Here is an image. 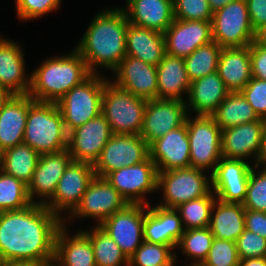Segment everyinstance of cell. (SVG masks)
<instances>
[{
	"mask_svg": "<svg viewBox=\"0 0 266 266\" xmlns=\"http://www.w3.org/2000/svg\"><path fill=\"white\" fill-rule=\"evenodd\" d=\"M145 208L148 205L127 204L109 216L100 227L116 242L129 259L140 247L143 239Z\"/></svg>",
	"mask_w": 266,
	"mask_h": 266,
	"instance_id": "4fadbf2b",
	"label": "cell"
},
{
	"mask_svg": "<svg viewBox=\"0 0 266 266\" xmlns=\"http://www.w3.org/2000/svg\"><path fill=\"white\" fill-rule=\"evenodd\" d=\"M147 100L134 96L107 80L102 94L101 113L113 134L140 135Z\"/></svg>",
	"mask_w": 266,
	"mask_h": 266,
	"instance_id": "5b68a950",
	"label": "cell"
},
{
	"mask_svg": "<svg viewBox=\"0 0 266 266\" xmlns=\"http://www.w3.org/2000/svg\"><path fill=\"white\" fill-rule=\"evenodd\" d=\"M251 25L256 32L266 25V0H246Z\"/></svg>",
	"mask_w": 266,
	"mask_h": 266,
	"instance_id": "c3c4849f",
	"label": "cell"
},
{
	"mask_svg": "<svg viewBox=\"0 0 266 266\" xmlns=\"http://www.w3.org/2000/svg\"><path fill=\"white\" fill-rule=\"evenodd\" d=\"M260 119L266 120V80L252 77L240 91Z\"/></svg>",
	"mask_w": 266,
	"mask_h": 266,
	"instance_id": "bcb514c9",
	"label": "cell"
},
{
	"mask_svg": "<svg viewBox=\"0 0 266 266\" xmlns=\"http://www.w3.org/2000/svg\"><path fill=\"white\" fill-rule=\"evenodd\" d=\"M222 47L215 41L198 47L185 57V66L190 82L217 71Z\"/></svg>",
	"mask_w": 266,
	"mask_h": 266,
	"instance_id": "d590c367",
	"label": "cell"
},
{
	"mask_svg": "<svg viewBox=\"0 0 266 266\" xmlns=\"http://www.w3.org/2000/svg\"><path fill=\"white\" fill-rule=\"evenodd\" d=\"M90 75L85 60L74 48L67 55L46 59L33 70L28 94L35 101L57 103Z\"/></svg>",
	"mask_w": 266,
	"mask_h": 266,
	"instance_id": "3957f363",
	"label": "cell"
},
{
	"mask_svg": "<svg viewBox=\"0 0 266 266\" xmlns=\"http://www.w3.org/2000/svg\"><path fill=\"white\" fill-rule=\"evenodd\" d=\"M193 167L173 169L157 173V190H163L159 206L177 208L190 200L208 195L212 191L211 175Z\"/></svg>",
	"mask_w": 266,
	"mask_h": 266,
	"instance_id": "52a82bcc",
	"label": "cell"
},
{
	"mask_svg": "<svg viewBox=\"0 0 266 266\" xmlns=\"http://www.w3.org/2000/svg\"><path fill=\"white\" fill-rule=\"evenodd\" d=\"M212 40L222 48L249 46L255 37L246 0L230 2L215 11L211 20Z\"/></svg>",
	"mask_w": 266,
	"mask_h": 266,
	"instance_id": "9c48e42d",
	"label": "cell"
},
{
	"mask_svg": "<svg viewBox=\"0 0 266 266\" xmlns=\"http://www.w3.org/2000/svg\"><path fill=\"white\" fill-rule=\"evenodd\" d=\"M239 266H266V257L241 259Z\"/></svg>",
	"mask_w": 266,
	"mask_h": 266,
	"instance_id": "816d5d0a",
	"label": "cell"
},
{
	"mask_svg": "<svg viewBox=\"0 0 266 266\" xmlns=\"http://www.w3.org/2000/svg\"><path fill=\"white\" fill-rule=\"evenodd\" d=\"M124 12L130 24L162 33L174 21L173 0H127Z\"/></svg>",
	"mask_w": 266,
	"mask_h": 266,
	"instance_id": "d4e9b609",
	"label": "cell"
},
{
	"mask_svg": "<svg viewBox=\"0 0 266 266\" xmlns=\"http://www.w3.org/2000/svg\"><path fill=\"white\" fill-rule=\"evenodd\" d=\"M0 266H45V265L34 261L1 260Z\"/></svg>",
	"mask_w": 266,
	"mask_h": 266,
	"instance_id": "f907efd6",
	"label": "cell"
},
{
	"mask_svg": "<svg viewBox=\"0 0 266 266\" xmlns=\"http://www.w3.org/2000/svg\"><path fill=\"white\" fill-rule=\"evenodd\" d=\"M157 173L155 163L148 157L141 163L108 173L105 179L128 204L149 205L144 198L148 193L157 191Z\"/></svg>",
	"mask_w": 266,
	"mask_h": 266,
	"instance_id": "30bf717a",
	"label": "cell"
},
{
	"mask_svg": "<svg viewBox=\"0 0 266 266\" xmlns=\"http://www.w3.org/2000/svg\"><path fill=\"white\" fill-rule=\"evenodd\" d=\"M253 165L242 159L222 157L211 174L216 198L226 203L243 204Z\"/></svg>",
	"mask_w": 266,
	"mask_h": 266,
	"instance_id": "e0dca14e",
	"label": "cell"
},
{
	"mask_svg": "<svg viewBox=\"0 0 266 266\" xmlns=\"http://www.w3.org/2000/svg\"><path fill=\"white\" fill-rule=\"evenodd\" d=\"M236 0H208L209 7L211 11L214 13L215 11L221 9L222 7L226 6L230 2Z\"/></svg>",
	"mask_w": 266,
	"mask_h": 266,
	"instance_id": "db71d44e",
	"label": "cell"
},
{
	"mask_svg": "<svg viewBox=\"0 0 266 266\" xmlns=\"http://www.w3.org/2000/svg\"><path fill=\"white\" fill-rule=\"evenodd\" d=\"M112 135L111 127L101 113L68 133L67 150L73 161L94 164Z\"/></svg>",
	"mask_w": 266,
	"mask_h": 266,
	"instance_id": "9a60e30c",
	"label": "cell"
},
{
	"mask_svg": "<svg viewBox=\"0 0 266 266\" xmlns=\"http://www.w3.org/2000/svg\"><path fill=\"white\" fill-rule=\"evenodd\" d=\"M250 56L252 77L266 80V47L253 41L250 44Z\"/></svg>",
	"mask_w": 266,
	"mask_h": 266,
	"instance_id": "7dc6e473",
	"label": "cell"
},
{
	"mask_svg": "<svg viewBox=\"0 0 266 266\" xmlns=\"http://www.w3.org/2000/svg\"><path fill=\"white\" fill-rule=\"evenodd\" d=\"M13 95L8 89L0 85V111Z\"/></svg>",
	"mask_w": 266,
	"mask_h": 266,
	"instance_id": "11a10c76",
	"label": "cell"
},
{
	"mask_svg": "<svg viewBox=\"0 0 266 266\" xmlns=\"http://www.w3.org/2000/svg\"><path fill=\"white\" fill-rule=\"evenodd\" d=\"M31 204L27 185L0 170V212L21 210Z\"/></svg>",
	"mask_w": 266,
	"mask_h": 266,
	"instance_id": "74e56055",
	"label": "cell"
},
{
	"mask_svg": "<svg viewBox=\"0 0 266 266\" xmlns=\"http://www.w3.org/2000/svg\"><path fill=\"white\" fill-rule=\"evenodd\" d=\"M23 50L17 42L0 37V85L14 95L29 93L31 76H26Z\"/></svg>",
	"mask_w": 266,
	"mask_h": 266,
	"instance_id": "cb8c5ba5",
	"label": "cell"
},
{
	"mask_svg": "<svg viewBox=\"0 0 266 266\" xmlns=\"http://www.w3.org/2000/svg\"><path fill=\"white\" fill-rule=\"evenodd\" d=\"M157 172L190 167V142L186 121L149 145Z\"/></svg>",
	"mask_w": 266,
	"mask_h": 266,
	"instance_id": "d6986e66",
	"label": "cell"
},
{
	"mask_svg": "<svg viewBox=\"0 0 266 266\" xmlns=\"http://www.w3.org/2000/svg\"><path fill=\"white\" fill-rule=\"evenodd\" d=\"M128 19L124 9H104L90 22L76 50L86 62L91 74L97 67L114 71L126 56Z\"/></svg>",
	"mask_w": 266,
	"mask_h": 266,
	"instance_id": "7a4b0ae2",
	"label": "cell"
},
{
	"mask_svg": "<svg viewBox=\"0 0 266 266\" xmlns=\"http://www.w3.org/2000/svg\"><path fill=\"white\" fill-rule=\"evenodd\" d=\"M245 229L266 239V212L245 209Z\"/></svg>",
	"mask_w": 266,
	"mask_h": 266,
	"instance_id": "681fc988",
	"label": "cell"
},
{
	"mask_svg": "<svg viewBox=\"0 0 266 266\" xmlns=\"http://www.w3.org/2000/svg\"><path fill=\"white\" fill-rule=\"evenodd\" d=\"M236 242L214 238L203 266H239Z\"/></svg>",
	"mask_w": 266,
	"mask_h": 266,
	"instance_id": "b9f144b4",
	"label": "cell"
},
{
	"mask_svg": "<svg viewBox=\"0 0 266 266\" xmlns=\"http://www.w3.org/2000/svg\"><path fill=\"white\" fill-rule=\"evenodd\" d=\"M176 256L171 246L143 241L129 258V266H175Z\"/></svg>",
	"mask_w": 266,
	"mask_h": 266,
	"instance_id": "ab89813d",
	"label": "cell"
},
{
	"mask_svg": "<svg viewBox=\"0 0 266 266\" xmlns=\"http://www.w3.org/2000/svg\"><path fill=\"white\" fill-rule=\"evenodd\" d=\"M190 142V167L210 170L211 175L222 158V130L211 116L186 117Z\"/></svg>",
	"mask_w": 266,
	"mask_h": 266,
	"instance_id": "ba28073f",
	"label": "cell"
},
{
	"mask_svg": "<svg viewBox=\"0 0 266 266\" xmlns=\"http://www.w3.org/2000/svg\"><path fill=\"white\" fill-rule=\"evenodd\" d=\"M259 166H262V170ZM242 205L245 209L266 212V166L257 164L252 168Z\"/></svg>",
	"mask_w": 266,
	"mask_h": 266,
	"instance_id": "60d3db41",
	"label": "cell"
},
{
	"mask_svg": "<svg viewBox=\"0 0 266 266\" xmlns=\"http://www.w3.org/2000/svg\"><path fill=\"white\" fill-rule=\"evenodd\" d=\"M65 221L55 240L53 266H96L92 243L81 230L74 236L66 231Z\"/></svg>",
	"mask_w": 266,
	"mask_h": 266,
	"instance_id": "4316f807",
	"label": "cell"
},
{
	"mask_svg": "<svg viewBox=\"0 0 266 266\" xmlns=\"http://www.w3.org/2000/svg\"><path fill=\"white\" fill-rule=\"evenodd\" d=\"M215 200L216 196L211 191L206 196L190 200L175 208L180 215L184 229L209 227L211 209Z\"/></svg>",
	"mask_w": 266,
	"mask_h": 266,
	"instance_id": "8d00e7d4",
	"label": "cell"
},
{
	"mask_svg": "<svg viewBox=\"0 0 266 266\" xmlns=\"http://www.w3.org/2000/svg\"><path fill=\"white\" fill-rule=\"evenodd\" d=\"M103 77L91 74L57 102L67 133L101 114L104 84L108 80Z\"/></svg>",
	"mask_w": 266,
	"mask_h": 266,
	"instance_id": "8992f818",
	"label": "cell"
},
{
	"mask_svg": "<svg viewBox=\"0 0 266 266\" xmlns=\"http://www.w3.org/2000/svg\"><path fill=\"white\" fill-rule=\"evenodd\" d=\"M217 72L230 92H240L252 78L250 45L222 48Z\"/></svg>",
	"mask_w": 266,
	"mask_h": 266,
	"instance_id": "f546056e",
	"label": "cell"
},
{
	"mask_svg": "<svg viewBox=\"0 0 266 266\" xmlns=\"http://www.w3.org/2000/svg\"><path fill=\"white\" fill-rule=\"evenodd\" d=\"M29 95H13L0 111V154L23 143V135L30 105Z\"/></svg>",
	"mask_w": 266,
	"mask_h": 266,
	"instance_id": "484cf974",
	"label": "cell"
},
{
	"mask_svg": "<svg viewBox=\"0 0 266 266\" xmlns=\"http://www.w3.org/2000/svg\"><path fill=\"white\" fill-rule=\"evenodd\" d=\"M149 157V145L140 135L113 134L100 157L93 164L95 176L145 161Z\"/></svg>",
	"mask_w": 266,
	"mask_h": 266,
	"instance_id": "8fae6325",
	"label": "cell"
},
{
	"mask_svg": "<svg viewBox=\"0 0 266 266\" xmlns=\"http://www.w3.org/2000/svg\"><path fill=\"white\" fill-rule=\"evenodd\" d=\"M40 154L25 143L18 144L0 154V170L28 186Z\"/></svg>",
	"mask_w": 266,
	"mask_h": 266,
	"instance_id": "d6a6232c",
	"label": "cell"
},
{
	"mask_svg": "<svg viewBox=\"0 0 266 266\" xmlns=\"http://www.w3.org/2000/svg\"><path fill=\"white\" fill-rule=\"evenodd\" d=\"M94 177L93 164L72 160L58 181L53 197L44 206L60 218L63 210L71 214Z\"/></svg>",
	"mask_w": 266,
	"mask_h": 266,
	"instance_id": "7c38bea8",
	"label": "cell"
},
{
	"mask_svg": "<svg viewBox=\"0 0 266 266\" xmlns=\"http://www.w3.org/2000/svg\"><path fill=\"white\" fill-rule=\"evenodd\" d=\"M157 99L185 101L182 95H188L190 80L187 75L185 60L165 54L156 66Z\"/></svg>",
	"mask_w": 266,
	"mask_h": 266,
	"instance_id": "f1b7e54d",
	"label": "cell"
},
{
	"mask_svg": "<svg viewBox=\"0 0 266 266\" xmlns=\"http://www.w3.org/2000/svg\"><path fill=\"white\" fill-rule=\"evenodd\" d=\"M239 259L266 257V239L244 230L236 241Z\"/></svg>",
	"mask_w": 266,
	"mask_h": 266,
	"instance_id": "f6af8a7d",
	"label": "cell"
},
{
	"mask_svg": "<svg viewBox=\"0 0 266 266\" xmlns=\"http://www.w3.org/2000/svg\"><path fill=\"white\" fill-rule=\"evenodd\" d=\"M90 239L96 266H129V259L116 242L100 226L82 230Z\"/></svg>",
	"mask_w": 266,
	"mask_h": 266,
	"instance_id": "e575fe53",
	"label": "cell"
},
{
	"mask_svg": "<svg viewBox=\"0 0 266 266\" xmlns=\"http://www.w3.org/2000/svg\"><path fill=\"white\" fill-rule=\"evenodd\" d=\"M163 34L166 54L181 58L213 41L211 21L174 19Z\"/></svg>",
	"mask_w": 266,
	"mask_h": 266,
	"instance_id": "ffe728a7",
	"label": "cell"
},
{
	"mask_svg": "<svg viewBox=\"0 0 266 266\" xmlns=\"http://www.w3.org/2000/svg\"><path fill=\"white\" fill-rule=\"evenodd\" d=\"M189 112L181 100H147L140 136L150 145L153 141L181 126Z\"/></svg>",
	"mask_w": 266,
	"mask_h": 266,
	"instance_id": "2e32d148",
	"label": "cell"
},
{
	"mask_svg": "<svg viewBox=\"0 0 266 266\" xmlns=\"http://www.w3.org/2000/svg\"><path fill=\"white\" fill-rule=\"evenodd\" d=\"M114 84L134 96L152 100L157 99L156 66L131 56H125L113 71Z\"/></svg>",
	"mask_w": 266,
	"mask_h": 266,
	"instance_id": "7402d4cb",
	"label": "cell"
},
{
	"mask_svg": "<svg viewBox=\"0 0 266 266\" xmlns=\"http://www.w3.org/2000/svg\"><path fill=\"white\" fill-rule=\"evenodd\" d=\"M174 19L211 21L208 0H173Z\"/></svg>",
	"mask_w": 266,
	"mask_h": 266,
	"instance_id": "7bdbcfd3",
	"label": "cell"
},
{
	"mask_svg": "<svg viewBox=\"0 0 266 266\" xmlns=\"http://www.w3.org/2000/svg\"><path fill=\"white\" fill-rule=\"evenodd\" d=\"M254 42L257 45L266 47V25L262 26L255 32Z\"/></svg>",
	"mask_w": 266,
	"mask_h": 266,
	"instance_id": "f5cc1de1",
	"label": "cell"
},
{
	"mask_svg": "<svg viewBox=\"0 0 266 266\" xmlns=\"http://www.w3.org/2000/svg\"><path fill=\"white\" fill-rule=\"evenodd\" d=\"M23 143L40 155L67 149L68 133L57 103L34 101L30 105Z\"/></svg>",
	"mask_w": 266,
	"mask_h": 266,
	"instance_id": "277c9868",
	"label": "cell"
},
{
	"mask_svg": "<svg viewBox=\"0 0 266 266\" xmlns=\"http://www.w3.org/2000/svg\"><path fill=\"white\" fill-rule=\"evenodd\" d=\"M213 240L214 236L209 227L190 229L183 232L177 247L192 258V264H202L208 256Z\"/></svg>",
	"mask_w": 266,
	"mask_h": 266,
	"instance_id": "f35d334b",
	"label": "cell"
},
{
	"mask_svg": "<svg viewBox=\"0 0 266 266\" xmlns=\"http://www.w3.org/2000/svg\"><path fill=\"white\" fill-rule=\"evenodd\" d=\"M64 221L39 203L0 212V261H34L51 266L56 235Z\"/></svg>",
	"mask_w": 266,
	"mask_h": 266,
	"instance_id": "6da1fadb",
	"label": "cell"
},
{
	"mask_svg": "<svg viewBox=\"0 0 266 266\" xmlns=\"http://www.w3.org/2000/svg\"><path fill=\"white\" fill-rule=\"evenodd\" d=\"M71 161L72 157L67 149L39 156L32 179L27 186L32 203L45 205L53 197L58 181ZM34 195L42 199L37 202Z\"/></svg>",
	"mask_w": 266,
	"mask_h": 266,
	"instance_id": "44dd1931",
	"label": "cell"
},
{
	"mask_svg": "<svg viewBox=\"0 0 266 266\" xmlns=\"http://www.w3.org/2000/svg\"><path fill=\"white\" fill-rule=\"evenodd\" d=\"M189 266H203L202 264H190Z\"/></svg>",
	"mask_w": 266,
	"mask_h": 266,
	"instance_id": "6f0895ef",
	"label": "cell"
},
{
	"mask_svg": "<svg viewBox=\"0 0 266 266\" xmlns=\"http://www.w3.org/2000/svg\"><path fill=\"white\" fill-rule=\"evenodd\" d=\"M209 228L214 238L236 242L245 230L244 206L216 198L211 209Z\"/></svg>",
	"mask_w": 266,
	"mask_h": 266,
	"instance_id": "1f68e13d",
	"label": "cell"
},
{
	"mask_svg": "<svg viewBox=\"0 0 266 266\" xmlns=\"http://www.w3.org/2000/svg\"><path fill=\"white\" fill-rule=\"evenodd\" d=\"M266 120L260 119L222 130V157L242 159L252 156L254 165L259 164ZM251 155V156H250Z\"/></svg>",
	"mask_w": 266,
	"mask_h": 266,
	"instance_id": "ac0fdd59",
	"label": "cell"
},
{
	"mask_svg": "<svg viewBox=\"0 0 266 266\" xmlns=\"http://www.w3.org/2000/svg\"><path fill=\"white\" fill-rule=\"evenodd\" d=\"M165 54V38L162 32L128 24L126 56L141 59L145 63L157 66Z\"/></svg>",
	"mask_w": 266,
	"mask_h": 266,
	"instance_id": "4dcf8cb0",
	"label": "cell"
},
{
	"mask_svg": "<svg viewBox=\"0 0 266 266\" xmlns=\"http://www.w3.org/2000/svg\"><path fill=\"white\" fill-rule=\"evenodd\" d=\"M150 205L146 208L144 217V241L168 245L173 249L177 248L185 231L178 211L175 208Z\"/></svg>",
	"mask_w": 266,
	"mask_h": 266,
	"instance_id": "603a6c76",
	"label": "cell"
},
{
	"mask_svg": "<svg viewBox=\"0 0 266 266\" xmlns=\"http://www.w3.org/2000/svg\"><path fill=\"white\" fill-rule=\"evenodd\" d=\"M16 13L21 20L39 18L59 8L62 0H15Z\"/></svg>",
	"mask_w": 266,
	"mask_h": 266,
	"instance_id": "ee69618b",
	"label": "cell"
},
{
	"mask_svg": "<svg viewBox=\"0 0 266 266\" xmlns=\"http://www.w3.org/2000/svg\"><path fill=\"white\" fill-rule=\"evenodd\" d=\"M259 165L266 166V123L263 131V145L260 153Z\"/></svg>",
	"mask_w": 266,
	"mask_h": 266,
	"instance_id": "9f6ffc18",
	"label": "cell"
},
{
	"mask_svg": "<svg viewBox=\"0 0 266 266\" xmlns=\"http://www.w3.org/2000/svg\"><path fill=\"white\" fill-rule=\"evenodd\" d=\"M211 117L221 130L260 120L241 92H230Z\"/></svg>",
	"mask_w": 266,
	"mask_h": 266,
	"instance_id": "836d02e7",
	"label": "cell"
},
{
	"mask_svg": "<svg viewBox=\"0 0 266 266\" xmlns=\"http://www.w3.org/2000/svg\"><path fill=\"white\" fill-rule=\"evenodd\" d=\"M229 93L230 91L226 88L217 71L192 81L188 99L185 101L188 102L186 103L187 112L189 108L196 115L211 116Z\"/></svg>",
	"mask_w": 266,
	"mask_h": 266,
	"instance_id": "83f0119b",
	"label": "cell"
},
{
	"mask_svg": "<svg viewBox=\"0 0 266 266\" xmlns=\"http://www.w3.org/2000/svg\"><path fill=\"white\" fill-rule=\"evenodd\" d=\"M127 204V201L105 177L95 176L79 205L69 214V218L90 217L98 220L96 224L100 226L109 216L122 210Z\"/></svg>",
	"mask_w": 266,
	"mask_h": 266,
	"instance_id": "5bb4252c",
	"label": "cell"
}]
</instances>
